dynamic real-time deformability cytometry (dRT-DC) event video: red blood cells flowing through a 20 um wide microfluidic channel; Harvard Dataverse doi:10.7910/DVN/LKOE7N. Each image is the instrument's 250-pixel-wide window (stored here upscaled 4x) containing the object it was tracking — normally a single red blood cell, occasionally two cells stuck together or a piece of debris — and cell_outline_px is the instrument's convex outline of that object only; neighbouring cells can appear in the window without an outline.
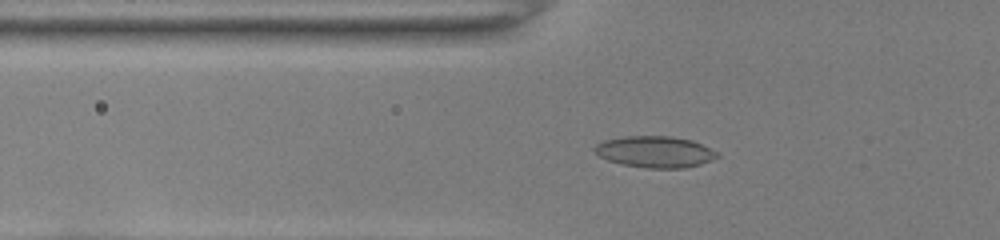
{"species": "common noctule bat (a hibernating species)", "species_latin": "Nyctalus noctula", "temperature_condition": "room temperature", "stored_images_in_passage": 54, "camera_frame_rate_fps": 3000, "um_per_image_px": 0.085, "animal": {"sex": "female", "body_mass_g": 22.0, "forearm_length_mm": 56.7}, "frame": {"image": 1, "passage_image": 22, "time_ms": 7.0, "image_size_px": [1000, 240], "cell_outline_px": [[720, 156], [712, 160], [700, 164], [684, 168], [648, 168], [624, 164], [608, 160], [600, 156], [592, 148], [596, 144], [604, 140], [624, 136], [672, 136], [692, 140], [720, 152]], "centroid_in_image_um": [55.71, 12.89], "position_along_channel_um": 70.1, "area_um2": 22.48}}
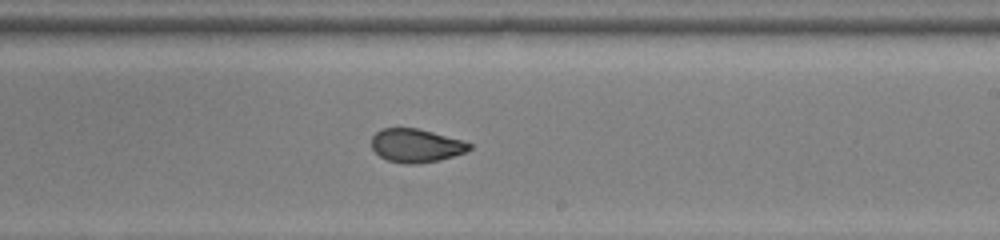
{"frame": {"image": 2, "passage_image": 36, "time_ms": 11.667, "image_size_px": [1000, 240], "cell_outline_px": [[472, 148], [468, 152], [440, 160], [416, 164], [404, 164], [388, 160], [380, 156], [372, 148], [372, 136], [376, 132], [384, 128], [416, 128], [464, 140], [472, 144]], "centroid_in_image_um": [35.41, 12.38], "position_along_channel_um": 253.6, "area_um2": 19.19}}
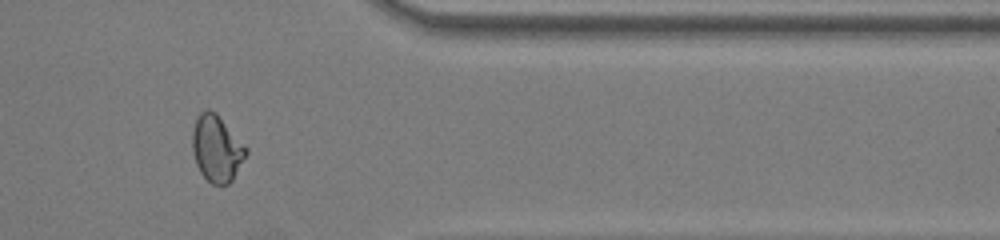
{"frame": {"image": 3, "passage_image": 47, "time_ms": 15.333, "image_size_px": [1000, 240], "cell_outline_px": [[248, 152], [232, 180], [228, 184], [212, 184], [200, 172], [196, 164], [192, 148], [192, 132], [196, 116], [200, 112], [208, 108], [216, 112], [248, 148]], "centroid_in_image_um": [18.41, 12.59], "position_along_channel_um": 393.0, "area_um2": 20.87}, "authors_computed_cell_mechanics": {"area_um2": 20.519, "velocity_mm_per_s": 4.0127, "shape_relaxation_time_tau1_ms": null, "shape_relaxation_time_tau2_ms": 1.0592, "deformation_change_tau1": null, "deformation_change_tau2": 0.0594}}